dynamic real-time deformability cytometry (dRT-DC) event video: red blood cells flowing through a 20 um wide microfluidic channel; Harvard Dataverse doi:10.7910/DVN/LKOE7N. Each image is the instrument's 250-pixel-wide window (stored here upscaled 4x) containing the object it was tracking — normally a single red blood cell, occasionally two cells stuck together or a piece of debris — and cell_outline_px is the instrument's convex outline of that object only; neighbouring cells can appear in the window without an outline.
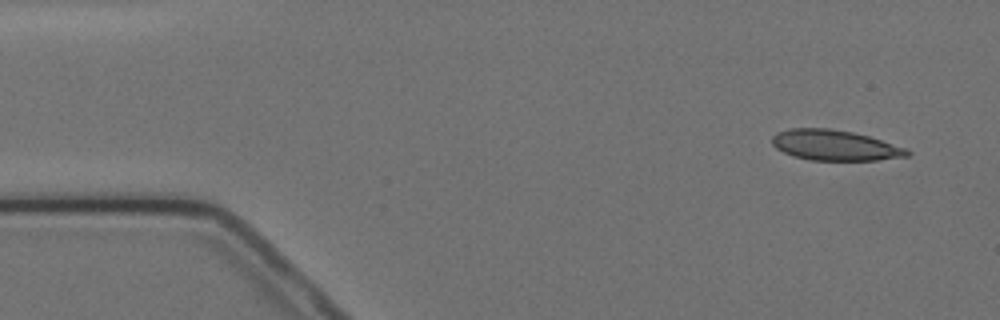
{"species": "Egyptian fruit bat (a non-hibernating species)", "species_latin": "Rousettus aegyptiacus", "temperature_condition": "cold", "stored_images_in_passage": 4, "segment_of_instrument_passage": [2, 2], "camera_frame_rate_fps": 3000, "um_per_image_px": 0.085, "animal": {"sex": "female"}, "frame": {"image": 1, "passage_image": 4, "time_ms": 4.333, "image_size_px": [1000, 320], "cell_outline_px": [[912, 152], [908, 156], [876, 160], [812, 160], [792, 156], [776, 148], [772, 144], [772, 136], [776, 132], [788, 128], [828, 128], [852, 132], [868, 136], [908, 148]], "centroid_in_image_um": [70.95, 12.34], "position_along_channel_um": 14.0, "area_um2": 24.04}}